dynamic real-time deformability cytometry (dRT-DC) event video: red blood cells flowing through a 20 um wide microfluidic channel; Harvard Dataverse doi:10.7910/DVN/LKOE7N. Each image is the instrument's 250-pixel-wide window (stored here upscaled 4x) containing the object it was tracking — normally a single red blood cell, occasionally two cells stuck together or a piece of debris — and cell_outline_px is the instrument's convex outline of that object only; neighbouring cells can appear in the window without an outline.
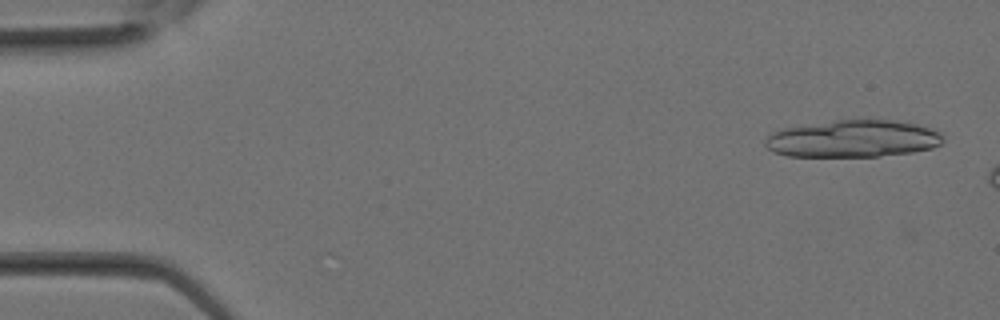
{"species": "Egyptian fruit bat (a non-hibernating species)", "species_latin": "Rousettus aegyptiacus", "temperature_condition": "room temperature", "stored_images_in_passage": 6, "camera_frame_rate_fps": 3000, "um_per_image_px": 0.085, "animal": {"sex": "female"}, "frame": {"image": 1, "passage_image": 1, "time_ms": 0.0, "image_size_px": [1000, 320], "cell_outline_px": [[944, 140], [940, 144], [932, 148], [912, 152], [876, 156], [788, 156], [776, 152], [768, 148], [764, 144], [764, 140], [772, 132], [784, 128], [836, 120], [892, 120], [916, 124], [932, 128], [940, 132], [944, 136]], "centroid_in_image_um": [72.53, 11.79], "position_along_channel_um": 12.5, "area_um2": 38.32}}